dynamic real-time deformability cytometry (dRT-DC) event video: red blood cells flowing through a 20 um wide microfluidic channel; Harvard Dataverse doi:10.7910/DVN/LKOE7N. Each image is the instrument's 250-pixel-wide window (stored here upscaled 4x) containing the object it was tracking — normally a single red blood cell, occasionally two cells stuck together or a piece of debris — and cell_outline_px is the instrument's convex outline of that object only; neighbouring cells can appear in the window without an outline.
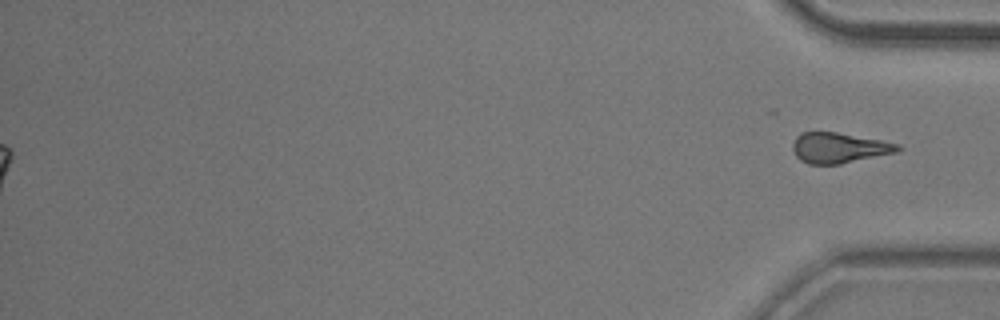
{"species": "common noctule bat (a hibernating species)", "species_latin": "Nyctalus noctula", "temperature_condition": "room temperature", "stored_images_in_passage": 57, "segment_of_instrument_passage": [2, 2], "camera_frame_rate_fps": 3000, "um_per_image_px": 0.085, "animal": {"sex": "male", "body_mass_g": 20.5, "forearm_length_mm": 52.5}, "frame": {"image": 1, "passage_image": 57, "time_ms": 18.667, "image_size_px": [1000, 320], "cell_outline_px": [[904, 148], [896, 152], [840, 164], [808, 164], [800, 160], [796, 156], [792, 148], [792, 144], [796, 136], [800, 132], [836, 132], [880, 140], [900, 144]], "centroid_in_image_um": [71.3, 12.56], "position_along_channel_um": 363.9, "area_um2": 18.61}}